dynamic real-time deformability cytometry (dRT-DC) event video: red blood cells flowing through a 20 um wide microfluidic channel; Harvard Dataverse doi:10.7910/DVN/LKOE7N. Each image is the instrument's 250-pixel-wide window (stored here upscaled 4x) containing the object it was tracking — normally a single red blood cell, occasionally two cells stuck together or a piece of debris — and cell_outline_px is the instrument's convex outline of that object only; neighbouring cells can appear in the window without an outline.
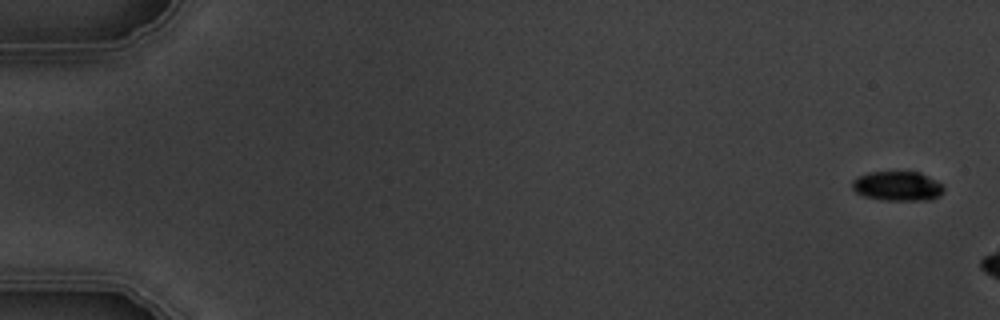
{"species": "common noctule bat (a hibernating species)", "species_latin": "Nyctalus noctula", "temperature_condition": "warm", "stored_images_in_passage": 3, "camera_frame_rate_fps": 3000, "um_per_image_px": 0.085, "animal": {"sex": "male", "body_mass_g": 19.5, "forearm_length_mm": 54.6}, "frame": {"image": 1, "passage_image": 1, "time_ms": 0.0, "image_size_px": [1000, 320], "cell_outline_px": [[944, 192], [940, 196], [932, 200], [880, 200], [864, 196], [856, 192], [852, 188], [852, 180], [868, 172], [920, 172], [944, 184]], "centroid_in_image_um": [76.33, 15.83], "position_along_channel_um": 8.7, "area_um2": 15.95}}